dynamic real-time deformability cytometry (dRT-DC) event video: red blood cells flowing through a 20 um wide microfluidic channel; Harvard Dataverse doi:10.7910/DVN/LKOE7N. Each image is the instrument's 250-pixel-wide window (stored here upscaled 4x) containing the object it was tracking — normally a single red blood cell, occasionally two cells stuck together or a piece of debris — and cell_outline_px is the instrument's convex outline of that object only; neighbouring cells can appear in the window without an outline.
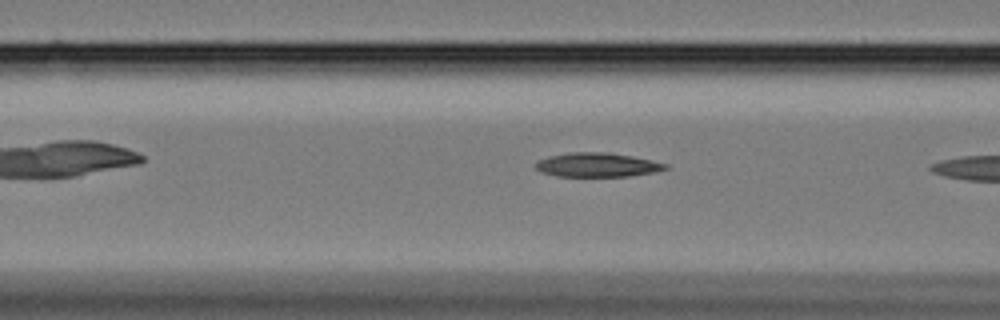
{"species": "Egyptian fruit bat (a non-hibernating species)", "species_latin": "Rousettus aegyptiacus", "temperature_condition": "cold", "stored_images_in_passage": 13, "camera_frame_rate_fps": 3000, "um_per_image_px": 0.085, "animal": {"sex": "female"}, "frame": {"image": 1, "passage_image": 11, "time_ms": 3.333, "image_size_px": [1000, 320], "cell_outline_px": [[672, 168], [656, 172], [628, 176], [556, 176], [544, 172], [536, 168], [536, 164], [540, 160], [548, 156], [568, 152], [608, 152], [632, 156], [652, 160], [668, 164]], "centroid_in_image_um": [50.85, 14.01], "position_along_channel_um": 115.8, "area_um2": 18.26}}